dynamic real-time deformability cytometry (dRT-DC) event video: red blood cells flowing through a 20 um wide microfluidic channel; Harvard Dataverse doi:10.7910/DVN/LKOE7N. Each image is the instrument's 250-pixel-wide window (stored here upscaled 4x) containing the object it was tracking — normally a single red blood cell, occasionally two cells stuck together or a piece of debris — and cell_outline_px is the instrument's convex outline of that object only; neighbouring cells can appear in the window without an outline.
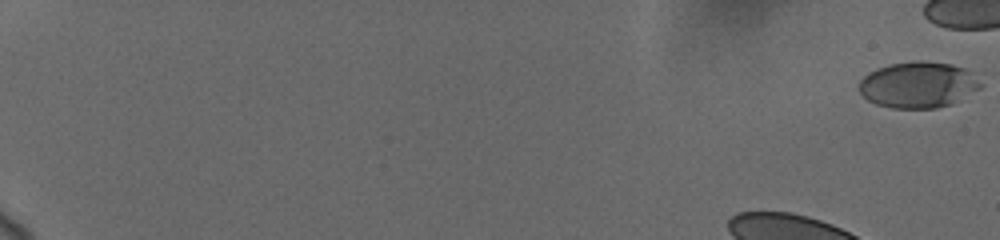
{"species": "human", "species_latin": "Homo sapiens", "temperature_condition": "cold", "stored_images_in_passage": 44, "camera_frame_rate_fps": 3000, "um_per_image_px": 0.085, "donor": {"sex": "female"}, "frame": {"image": 1, "passage_image": 1, "time_ms": 0.0, "image_size_px": [1000, 240], "cell_outline_px": [[980, 88], [952, 104], [936, 108], [892, 108], [876, 104], [868, 100], [856, 88], [860, 80], [868, 72], [876, 68], [892, 64], [916, 60], [920, 60], [952, 64], [964, 68], [980, 84]], "centroid_in_image_um": [77.97, 7.21], "position_along_channel_um": 7.0, "area_um2": 32.48}}
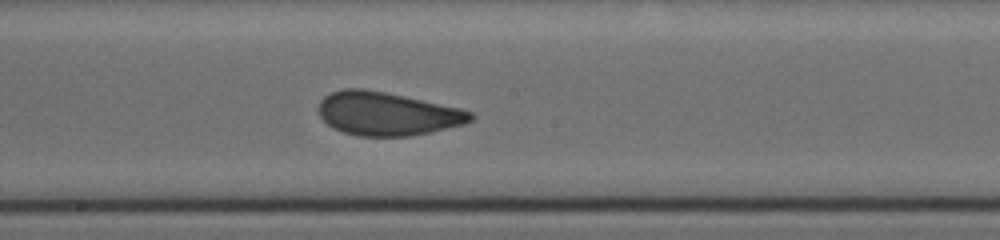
{"frame": {"image": 2, "passage_image": 28, "time_ms": 10.333, "image_size_px": [1000, 240], "cell_outline_px": [[476, 116], [472, 120], [464, 124], [428, 132], [408, 136], [360, 136], [344, 132], [332, 128], [320, 116], [316, 108], [320, 100], [324, 96], [332, 92], [344, 88], [364, 88], [404, 96], [460, 108], [472, 112]], "centroid_in_image_um": [32.87, 9.66], "position_along_channel_um": 215.3, "area_um2": 38.38}}
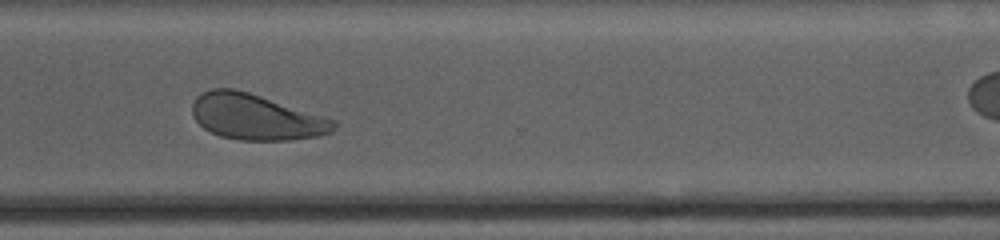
{"frame": {"image": 3, "passage_image": 43, "time_ms": 14.0, "image_size_px": [1000, 240], "cell_outline_px": [[336, 128], [332, 132], [316, 136], [288, 140], [240, 140], [220, 136], [204, 128], [192, 116], [192, 104], [196, 96], [200, 92], [212, 88], [236, 88], [324, 116], [336, 120]], "centroid_in_image_um": [21.73, 9.93], "position_along_channel_um": 348.9, "area_um2": 37.74}}